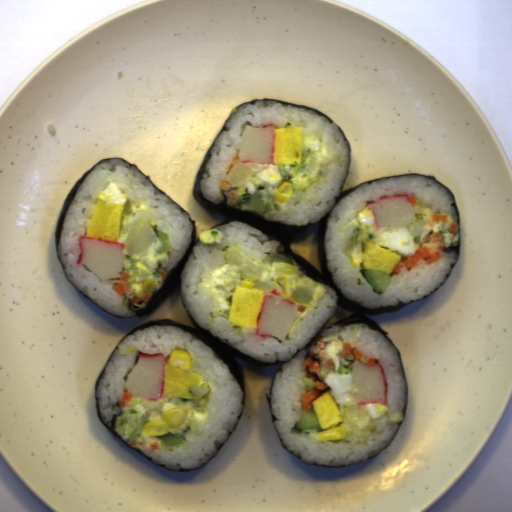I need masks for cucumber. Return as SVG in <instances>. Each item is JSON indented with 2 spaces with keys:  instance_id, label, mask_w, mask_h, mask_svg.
Returning <instances> with one entry per match:
<instances>
[{
  "instance_id": "cucumber-4",
  "label": "cucumber",
  "mask_w": 512,
  "mask_h": 512,
  "mask_svg": "<svg viewBox=\"0 0 512 512\" xmlns=\"http://www.w3.org/2000/svg\"><path fill=\"white\" fill-rule=\"evenodd\" d=\"M294 428L305 433L323 431L314 410L311 409H304L299 421L294 424Z\"/></svg>"
},
{
  "instance_id": "cucumber-6",
  "label": "cucumber",
  "mask_w": 512,
  "mask_h": 512,
  "mask_svg": "<svg viewBox=\"0 0 512 512\" xmlns=\"http://www.w3.org/2000/svg\"><path fill=\"white\" fill-rule=\"evenodd\" d=\"M289 297H291L292 299H294L297 302H300L303 304H309V305H310L312 299L314 298L313 293L310 289H308L307 287H301V286H296Z\"/></svg>"
},
{
  "instance_id": "cucumber-1",
  "label": "cucumber",
  "mask_w": 512,
  "mask_h": 512,
  "mask_svg": "<svg viewBox=\"0 0 512 512\" xmlns=\"http://www.w3.org/2000/svg\"><path fill=\"white\" fill-rule=\"evenodd\" d=\"M140 400L137 396H132L128 401L127 412H123L115 419L114 428L121 433L124 437H139L143 435V425L146 424L150 418V412L140 414L135 408Z\"/></svg>"
},
{
  "instance_id": "cucumber-9",
  "label": "cucumber",
  "mask_w": 512,
  "mask_h": 512,
  "mask_svg": "<svg viewBox=\"0 0 512 512\" xmlns=\"http://www.w3.org/2000/svg\"><path fill=\"white\" fill-rule=\"evenodd\" d=\"M274 261H283L294 266L290 257L278 252H271L270 254H268L267 258H265V260L262 262L272 263Z\"/></svg>"
},
{
  "instance_id": "cucumber-10",
  "label": "cucumber",
  "mask_w": 512,
  "mask_h": 512,
  "mask_svg": "<svg viewBox=\"0 0 512 512\" xmlns=\"http://www.w3.org/2000/svg\"><path fill=\"white\" fill-rule=\"evenodd\" d=\"M353 359L342 358L339 362L338 371L343 374H349L353 369Z\"/></svg>"
},
{
  "instance_id": "cucumber-5",
  "label": "cucumber",
  "mask_w": 512,
  "mask_h": 512,
  "mask_svg": "<svg viewBox=\"0 0 512 512\" xmlns=\"http://www.w3.org/2000/svg\"><path fill=\"white\" fill-rule=\"evenodd\" d=\"M191 429L190 424H187L179 434H163V435H156L158 438H160L164 445L168 447H178L185 441V435L187 432H189Z\"/></svg>"
},
{
  "instance_id": "cucumber-2",
  "label": "cucumber",
  "mask_w": 512,
  "mask_h": 512,
  "mask_svg": "<svg viewBox=\"0 0 512 512\" xmlns=\"http://www.w3.org/2000/svg\"><path fill=\"white\" fill-rule=\"evenodd\" d=\"M234 209L253 211L262 216L271 212H280L276 202L265 187H259L253 194L244 193L238 199Z\"/></svg>"
},
{
  "instance_id": "cucumber-3",
  "label": "cucumber",
  "mask_w": 512,
  "mask_h": 512,
  "mask_svg": "<svg viewBox=\"0 0 512 512\" xmlns=\"http://www.w3.org/2000/svg\"><path fill=\"white\" fill-rule=\"evenodd\" d=\"M359 271L376 295L383 294L391 283V277L382 270L360 268Z\"/></svg>"
},
{
  "instance_id": "cucumber-8",
  "label": "cucumber",
  "mask_w": 512,
  "mask_h": 512,
  "mask_svg": "<svg viewBox=\"0 0 512 512\" xmlns=\"http://www.w3.org/2000/svg\"><path fill=\"white\" fill-rule=\"evenodd\" d=\"M372 236L373 235L371 232H368V231L356 226L350 236V242L354 246V245L358 244L360 241L371 239Z\"/></svg>"
},
{
  "instance_id": "cucumber-7",
  "label": "cucumber",
  "mask_w": 512,
  "mask_h": 512,
  "mask_svg": "<svg viewBox=\"0 0 512 512\" xmlns=\"http://www.w3.org/2000/svg\"><path fill=\"white\" fill-rule=\"evenodd\" d=\"M153 231L155 232L157 240L160 243L157 253L158 254L169 253L170 247H171L169 233H165V232L159 230L157 224L154 226Z\"/></svg>"
}]
</instances>
